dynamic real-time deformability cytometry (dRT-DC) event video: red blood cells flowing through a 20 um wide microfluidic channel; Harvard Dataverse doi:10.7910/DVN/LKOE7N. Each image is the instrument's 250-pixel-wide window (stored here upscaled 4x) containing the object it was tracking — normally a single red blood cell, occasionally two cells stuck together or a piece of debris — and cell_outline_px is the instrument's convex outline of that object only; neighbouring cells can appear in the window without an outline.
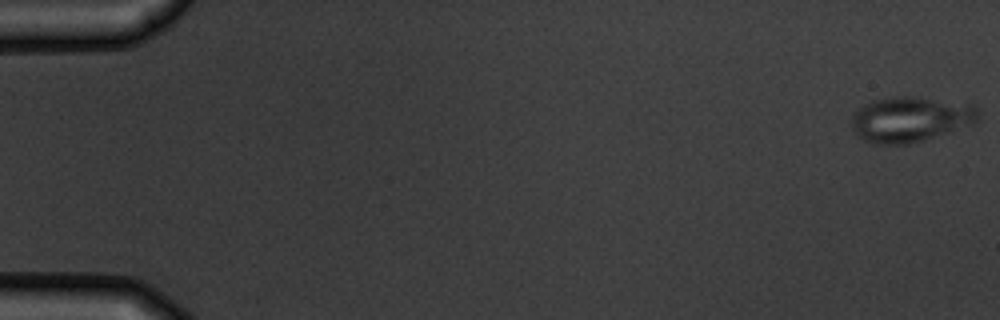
{"species": "common noctule bat (a hibernating species)", "species_latin": "Nyctalus noctula", "temperature_condition": "warm", "stored_images_in_passage": 6, "camera_frame_rate_fps": 3000, "um_per_image_px": 0.085, "animal": {"sex": "male", "body_mass_g": 19.5, "forearm_length_mm": 54.6}, "frame": {"image": 1, "passage_image": 1, "time_ms": 0.0, "image_size_px": [1000, 320], "cell_outline_px": [[980, 120], [972, 124], [924, 140], [908, 144], [876, 144], [864, 140], [852, 128], [852, 116], [856, 108], [872, 100], [892, 96], [916, 96], [972, 104], [976, 108]], "centroid_in_image_um": [77.37, 10.12], "position_along_channel_um": 7.6, "area_um2": 33.58}}